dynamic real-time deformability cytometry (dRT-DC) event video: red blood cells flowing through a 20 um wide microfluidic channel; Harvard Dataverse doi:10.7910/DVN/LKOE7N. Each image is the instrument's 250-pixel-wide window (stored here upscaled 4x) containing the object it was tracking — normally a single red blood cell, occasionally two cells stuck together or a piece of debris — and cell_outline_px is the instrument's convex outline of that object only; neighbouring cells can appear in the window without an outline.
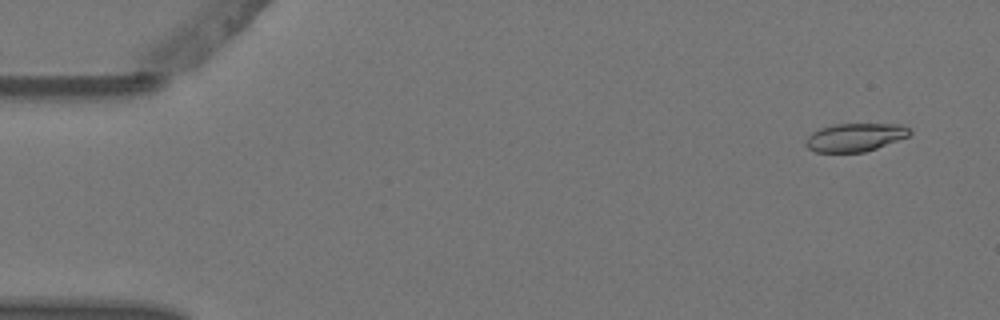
{"species": "Egyptian fruit bat (a non-hibernating species)", "species_latin": "Rousettus aegyptiacus", "temperature_condition": "warm", "stored_images_in_passage": 5, "camera_frame_rate_fps": 3000, "um_per_image_px": 0.085, "animal": {"sex": "female"}, "frame": {"image": 1, "passage_image": 2, "time_ms": 0.333, "image_size_px": [1000, 320], "cell_outline_px": [[912, 132], [908, 136], [876, 148], [864, 152], [816, 152], [808, 148], [804, 144], [804, 140], [812, 132], [820, 128], [836, 124], [900, 124], [912, 128]], "centroid_in_image_um": [72.67, 11.66], "position_along_channel_um": 12.3, "area_um2": 17.11}}
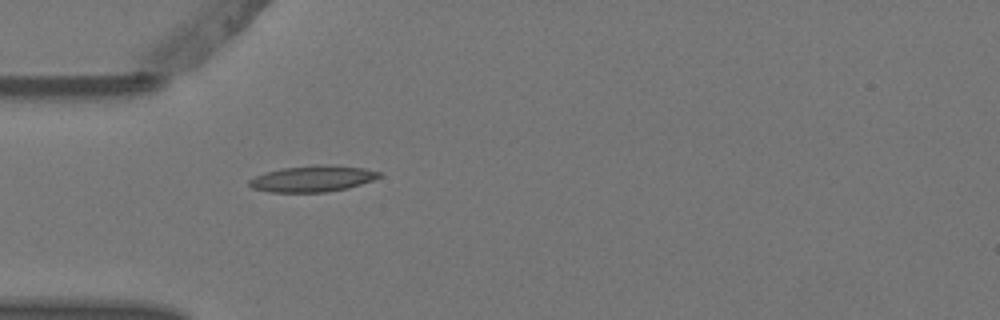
{"frame": {"image": 2, "passage_image": 5, "time_ms": 1.333, "image_size_px": [1000, 320], "cell_outline_px": [[384, 176], [348, 188], [324, 192], [268, 192], [252, 188], [248, 184], [248, 180], [264, 172], [280, 168], [316, 164], [324, 164], [364, 168], [380, 172]], "centroid_in_image_um": [26.55, 15.18], "position_along_channel_um": 58.5, "area_um2": 20.0}}